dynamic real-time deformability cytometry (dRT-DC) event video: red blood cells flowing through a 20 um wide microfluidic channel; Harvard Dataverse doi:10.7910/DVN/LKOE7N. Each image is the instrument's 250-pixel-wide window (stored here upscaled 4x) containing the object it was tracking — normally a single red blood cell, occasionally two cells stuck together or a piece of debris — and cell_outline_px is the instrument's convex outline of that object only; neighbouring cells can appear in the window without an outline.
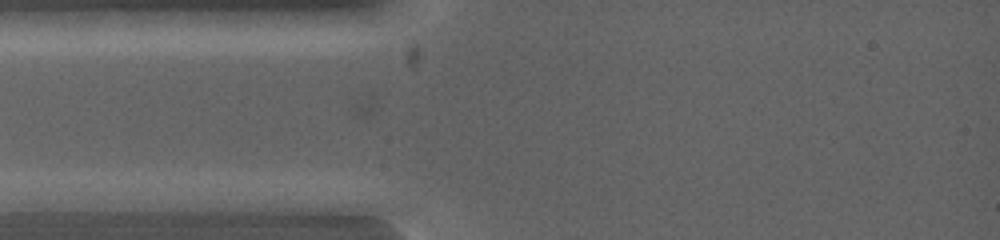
{"species": "common noctule bat (a hibernating species)", "species_latin": "Nyctalus noctula", "temperature_condition": "warm", "stored_images_in_passage": 5, "segment_of_instrument_passage": [1, 2], "camera_frame_rate_fps": 5000, "um_per_image_px": 0.085, "animal": {"sex": "female", "body_mass_g": 19.0, "forearm_length_mm": 53.3}, "frame": {"image": 1, "passage_image": 2, "time_ms": 0.2, "image_size_px": [1000, 240], "cell_outline_px": [[120, 200], [96, 212], [16, 212], [12, 200], [32, 192]], "centroid_in_image_um": [5.05, 17.29], "position_along_channel_um": 79.9, "area_um2": 11.27}}